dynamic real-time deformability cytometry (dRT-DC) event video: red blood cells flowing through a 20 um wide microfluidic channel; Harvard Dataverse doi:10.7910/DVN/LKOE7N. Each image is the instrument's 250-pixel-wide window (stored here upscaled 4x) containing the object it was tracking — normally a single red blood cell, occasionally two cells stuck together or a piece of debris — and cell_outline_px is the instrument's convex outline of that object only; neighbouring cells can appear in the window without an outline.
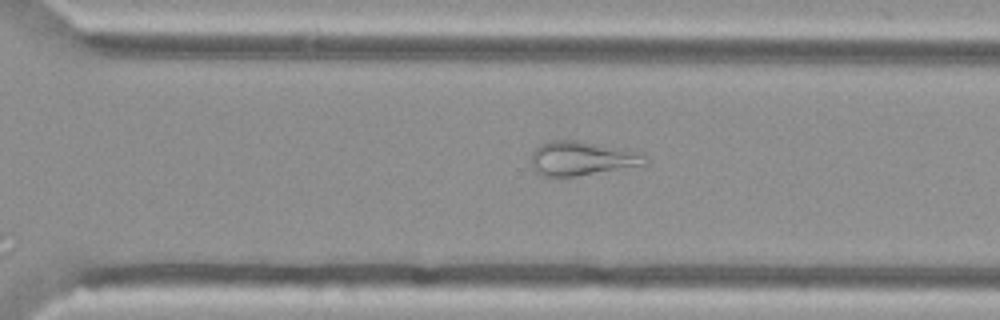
{"species": "Egyptian fruit bat (a non-hibernating species)", "species_latin": "Rousettus aegyptiacus", "temperature_condition": "cold", "stored_images_in_passage": 43, "camera_frame_rate_fps": 3000, "um_per_image_px": 0.085, "animal": {"sex": "female"}, "frame": {"image": 1, "passage_image": 25, "time_ms": 8.0, "image_size_px": [1000, 320], "cell_outline_px": [[648, 164], [576, 176], [540, 176], [532, 168], [532, 152], [540, 144], [548, 140], [580, 140], [632, 148], [648, 156]], "centroid_in_image_um": [49.53, 13.43], "position_along_channel_um": 321.1, "area_um2": 23.35}}
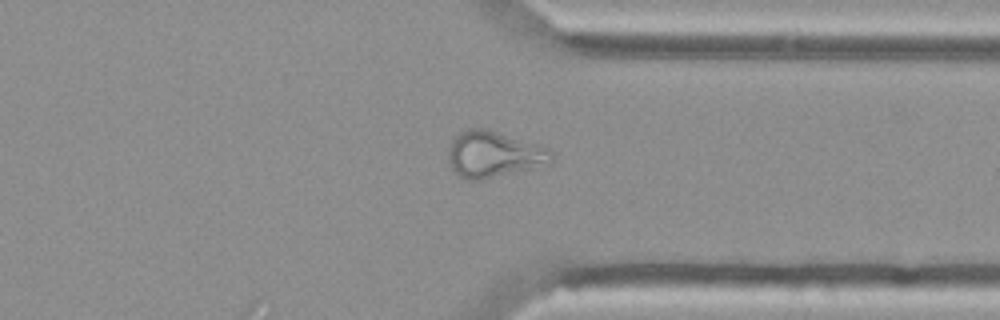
{"frame": {"image": 2, "passage_image": 29, "time_ms": 9.333, "image_size_px": [1000, 320], "cell_outline_px": [[552, 164], [480, 180], [468, 180], [460, 176], [448, 164], [448, 152], [452, 140], [460, 132], [468, 128], [484, 128], [540, 144], [548, 148], [552, 152]], "centroid_in_image_um": [41.99, 13.12], "position_along_channel_um": 369.4, "area_um2": 27.92}}
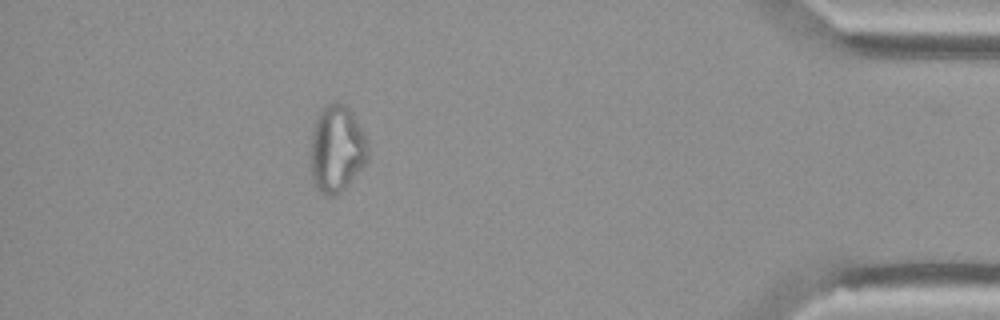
{"frame": {"image": 3, "passage_image": 36, "time_ms": 11.667, "image_size_px": [1000, 320], "cell_outline_px": [[368, 160], [344, 188], [340, 192], [332, 196], [328, 196], [320, 192], [312, 180], [312, 128], [324, 104], [336, 100], [344, 104], [352, 112], [364, 136], [368, 148]], "centroid_in_image_um": [28.62, 12.62], "position_along_channel_um": 406.6, "area_um2": 28.61}, "authors_computed_cell_mechanics": {"area_um2": 26.8192, "velocity_mm_per_s": 3.6903, "shape_relaxation_time_tau1_ms": null, "shape_relaxation_time_tau2_ms": 1.8149, "deformation_change_tau1": null, "deformation_change_tau2": 0.1047}}